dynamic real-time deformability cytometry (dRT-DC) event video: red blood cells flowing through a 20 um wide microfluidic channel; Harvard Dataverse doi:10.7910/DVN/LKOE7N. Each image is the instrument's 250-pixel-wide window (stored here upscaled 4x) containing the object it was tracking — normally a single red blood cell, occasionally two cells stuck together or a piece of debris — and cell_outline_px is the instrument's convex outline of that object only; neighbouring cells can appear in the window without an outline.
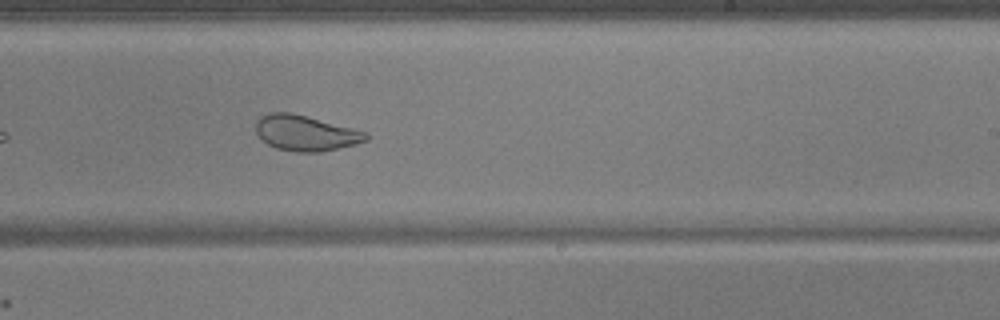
{"species": "common noctule bat (a hibernating species)", "species_latin": "Nyctalus noctula", "temperature_condition": "warm", "stored_images_in_passage": 33, "camera_frame_rate_fps": 3000, "um_per_image_px": 0.085, "animal": {"sex": "male", "body_mass_g": 17.9, "forearm_length_mm": 54.2}, "frame": {"image": 1, "passage_image": 19, "time_ms": 6.0, "image_size_px": [1000, 320], "cell_outline_px": [[368, 140], [356, 144], [320, 152], [296, 152], [276, 148], [268, 144], [256, 132], [256, 120], [260, 116], [272, 112], [292, 112], [368, 132]], "centroid_in_image_um": [25.98, 11.3], "position_along_channel_um": 263.0, "area_um2": 22.77}}